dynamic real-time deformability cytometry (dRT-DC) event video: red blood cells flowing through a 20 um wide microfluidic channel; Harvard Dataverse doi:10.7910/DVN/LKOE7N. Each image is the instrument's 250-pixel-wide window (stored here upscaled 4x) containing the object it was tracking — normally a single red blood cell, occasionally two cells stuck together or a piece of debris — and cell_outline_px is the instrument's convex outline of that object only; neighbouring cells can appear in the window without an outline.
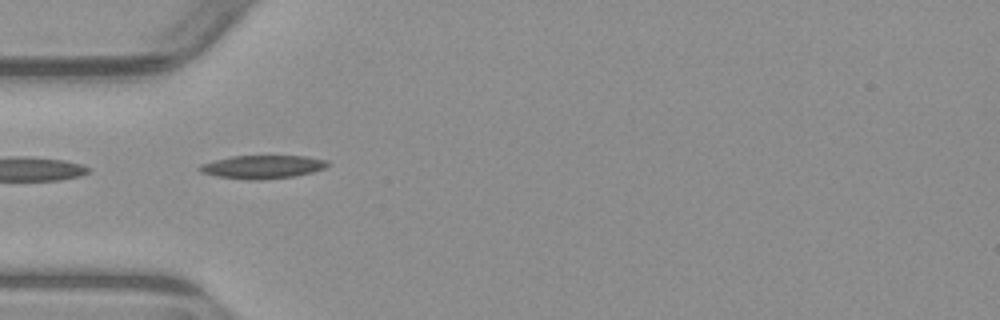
{"species": "common noctule bat (a hibernating species)", "species_latin": "Nyctalus noctula", "temperature_condition": "warm", "stored_images_in_passage": 37, "camera_frame_rate_fps": 3000, "um_per_image_px": 0.085, "animal": {"sex": "male", "body_mass_g": 23.1, "forearm_length_mm": 52.7}, "frame": {"image": 1, "passage_image": 1, "time_ms": 0.0, "image_size_px": [1000, 320], "cell_outline_px": [[328, 164], [324, 168], [312, 172], [292, 176], [260, 180], [248, 180], [216, 176], [200, 172], [196, 168], [200, 164], [232, 156], [304, 156], [328, 160]], "centroid_in_image_um": [22.27, 14.18], "position_along_channel_um": 62.7, "area_um2": 17.28}}
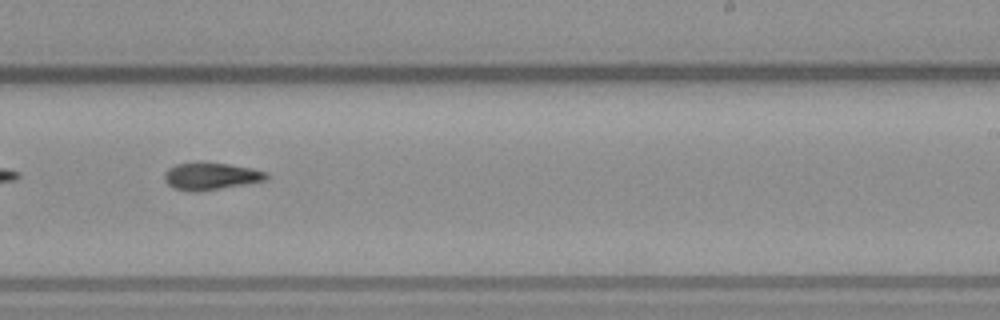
{"frame": {"image": 2, "passage_image": 17, "time_ms": 5.333, "image_size_px": [1000, 320], "cell_outline_px": [[268, 180], [200, 192], [192, 192], [172, 188], [164, 180], [164, 172], [168, 168], [176, 164], [200, 160], [228, 164], [252, 168], [268, 172]], "centroid_in_image_um": [17.9, 14.96], "position_along_channel_um": 271.1, "area_um2": 16.76}}
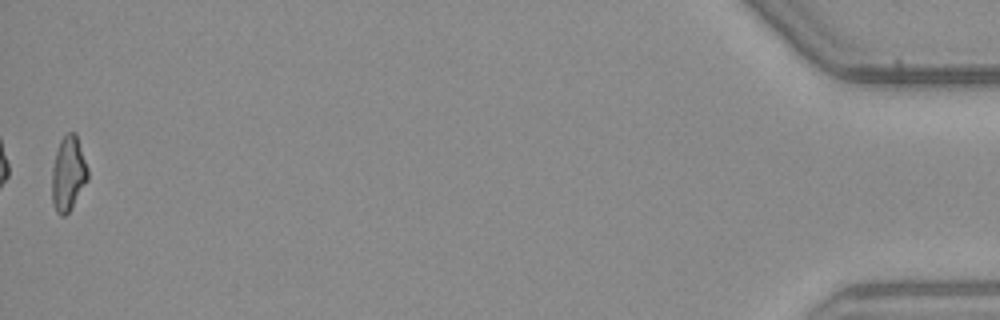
{"frame": {"image": 3, "passage_image": 37, "time_ms": 12.0, "image_size_px": [1000, 320], "cell_outline_px": [[88, 180], [72, 208], [64, 216], [60, 216], [56, 212], [52, 200], [52, 168], [56, 152], [60, 140], [68, 132], [76, 132], [88, 168]], "centroid_in_image_um": [5.81, 14.76], "position_along_channel_um": 429.4, "area_um2": 15.72}, "authors_computed_cell_mechanics": {"area_um2": 15.9528, "velocity_mm_per_s": 3.9166, "shape_relaxation_time_tau1_ms": 5.957, "shape_relaxation_time_tau2_ms": null, "deformation_change_tau1": 0.2008, "deformation_change_tau2": null}}